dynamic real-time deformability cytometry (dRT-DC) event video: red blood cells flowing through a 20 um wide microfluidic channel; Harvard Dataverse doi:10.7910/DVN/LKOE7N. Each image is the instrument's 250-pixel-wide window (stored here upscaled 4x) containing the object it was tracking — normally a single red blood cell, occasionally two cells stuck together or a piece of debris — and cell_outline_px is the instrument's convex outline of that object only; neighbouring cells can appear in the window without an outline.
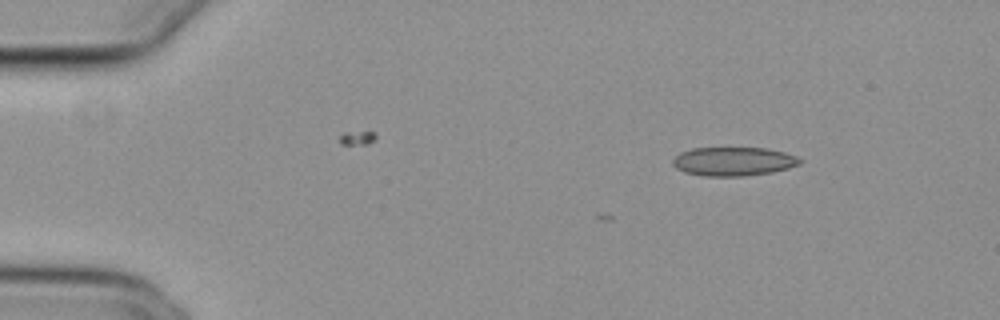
{"species": "common noctule bat (a hibernating species)", "species_latin": "Nyctalus noctula", "temperature_condition": "cold", "stored_images_in_passage": 5, "camera_frame_rate_fps": 3000, "um_per_image_px": 0.085, "animal": {"sex": "female", "body_mass_g": 29.2, "forearm_length_mm": 56.3}, "frame": {"image": 1, "passage_image": 1, "time_ms": 0.0, "image_size_px": [1000, 320], "cell_outline_px": [[804, 160], [800, 164], [788, 168], [772, 172], [744, 176], [704, 176], [684, 172], [676, 168], [672, 164], [672, 160], [680, 152], [692, 148], [768, 148], [784, 152], [796, 156]], "centroid_in_image_um": [62.35, 13.72], "position_along_channel_um": 22.7, "area_um2": 21.44}}